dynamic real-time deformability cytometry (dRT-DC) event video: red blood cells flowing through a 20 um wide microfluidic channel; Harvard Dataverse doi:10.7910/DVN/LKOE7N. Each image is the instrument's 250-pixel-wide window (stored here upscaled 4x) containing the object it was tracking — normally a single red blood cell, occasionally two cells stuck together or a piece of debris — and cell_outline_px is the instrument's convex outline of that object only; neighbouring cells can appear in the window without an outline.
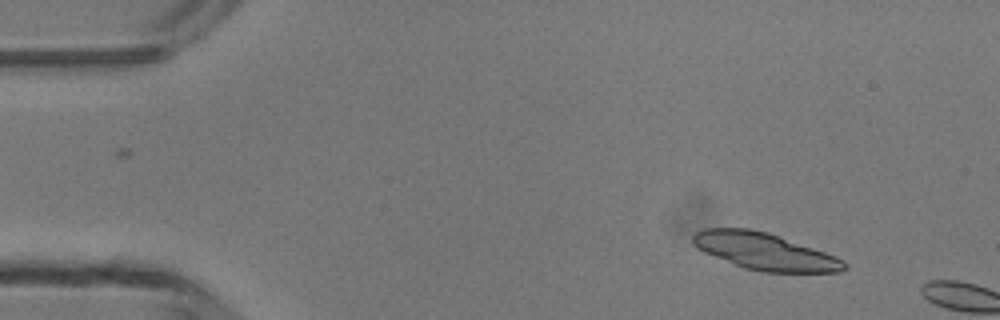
{"species": "common noctule bat (a hibernating species)", "species_latin": "Nyctalus noctula", "temperature_condition": "room temperature", "stored_images_in_passage": 2, "camera_frame_rate_fps": 3000, "um_per_image_px": 0.085, "animal": {"sex": "male", "body_mass_g": 13.3}, "frame": {"image": 1, "passage_image": 1, "time_ms": 0.0, "image_size_px": [1000, 320], "cell_outline_px": [[848, 268], [840, 272], [760, 272], [744, 268], [704, 252], [696, 248], [692, 244], [692, 236], [696, 232], [704, 228], [748, 228], [768, 232], [836, 256], [844, 260], [848, 264]], "centroid_in_image_um": [65.0, 21.37], "position_along_channel_um": 20.0, "area_um2": 32.6}}